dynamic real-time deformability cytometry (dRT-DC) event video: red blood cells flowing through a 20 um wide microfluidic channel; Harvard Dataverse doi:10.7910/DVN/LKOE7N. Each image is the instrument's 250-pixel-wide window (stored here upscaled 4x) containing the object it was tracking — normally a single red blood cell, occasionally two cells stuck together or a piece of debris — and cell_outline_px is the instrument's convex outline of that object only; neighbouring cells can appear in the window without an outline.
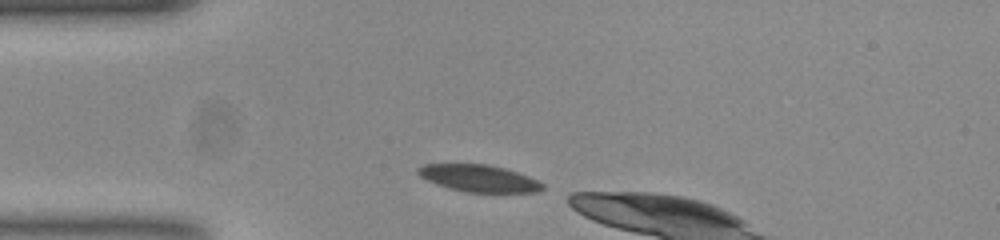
{"species": "common noctule bat (a hibernating species)", "species_latin": "Nyctalus noctula", "temperature_condition": "room temperature", "stored_images_in_passage": 10, "camera_frame_rate_fps": 3000, "um_per_image_px": 0.085, "animal": {"sex": "female", "body_mass_g": 23.0, "forearm_length_mm": 53.4}, "frame": {"image": 1, "passage_image": 1, "time_ms": 0.0, "image_size_px": [1000, 240], "cell_outline_px": [[544, 188], [536, 192], [464, 192], [448, 188], [436, 184], [420, 176], [416, 172], [416, 168], [424, 164], [484, 164], [504, 168], [528, 176], [544, 184]], "centroid_in_image_um": [40.67, 15.16], "position_along_channel_um": 44.3, "area_um2": 19.48}}
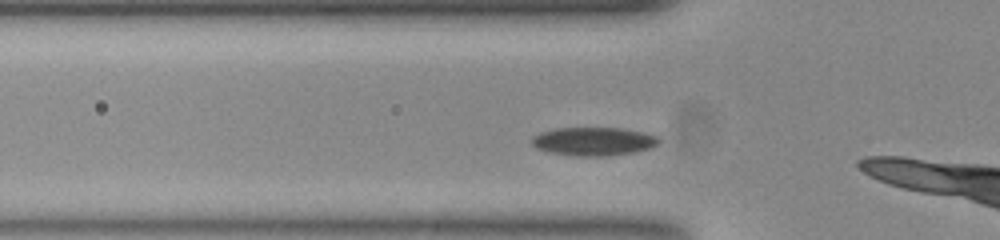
{"frame": {"image": 2, "passage_image": 5, "time_ms": 1.333, "image_size_px": [1000, 240], "cell_outline_px": [[660, 140], [652, 148], [632, 152], [608, 156], [576, 156], [552, 152], [536, 148], [532, 144], [532, 136], [540, 132], [556, 128], [620, 128], [640, 132], [656, 136]], "centroid_in_image_um": [50.42, 12.02], "position_along_channel_um": 75.4, "area_um2": 20.81}}
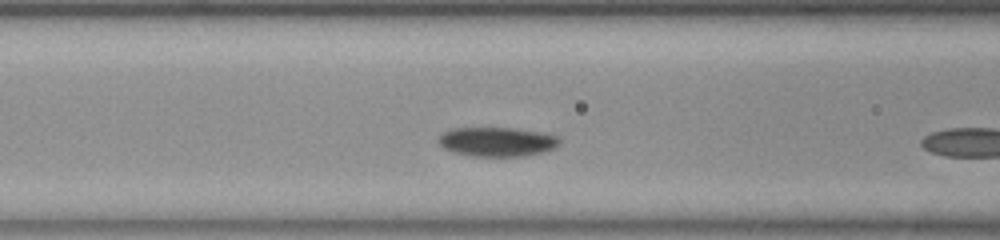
{"frame": {"image": 3, "passage_image": 9, "time_ms": 2.667, "image_size_px": [1000, 240], "cell_outline_px": [[560, 144], [552, 148], [540, 152], [524, 156], [472, 156], [452, 152], [444, 148], [440, 144], [440, 136], [448, 128], [512, 128], [540, 132], [556, 136], [560, 140]], "centroid_in_image_um": [42.22, 12.05], "position_along_channel_um": 124.4, "area_um2": 20.4}}